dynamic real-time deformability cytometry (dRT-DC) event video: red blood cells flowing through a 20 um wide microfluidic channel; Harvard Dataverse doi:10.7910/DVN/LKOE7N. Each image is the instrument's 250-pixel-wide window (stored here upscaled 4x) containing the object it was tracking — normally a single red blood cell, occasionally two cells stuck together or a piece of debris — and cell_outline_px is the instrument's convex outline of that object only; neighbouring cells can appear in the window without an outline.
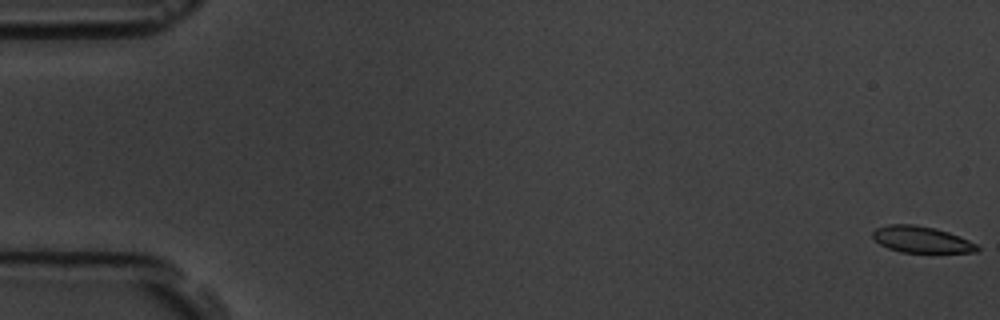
{"species": "common noctule bat (a hibernating species)", "species_latin": "Nyctalus noctula", "temperature_condition": "room temperature", "stored_images_in_passage": 57, "camera_frame_rate_fps": 3000, "um_per_image_px": 0.085, "animal": {"sex": "male", "body_mass_g": 19.5, "forearm_length_mm": 54.6}, "frame": {"image": 1, "passage_image": 1, "time_ms": 0.0, "image_size_px": [1000, 320], "cell_outline_px": [[980, 248], [976, 252], [900, 252], [888, 248], [880, 244], [872, 236], [872, 232], [876, 228], [888, 224], [916, 224], [936, 228], [960, 236], [976, 244]], "centroid_in_image_um": [78.3, 20.34], "position_along_channel_um": 6.7, "area_um2": 16.07}}
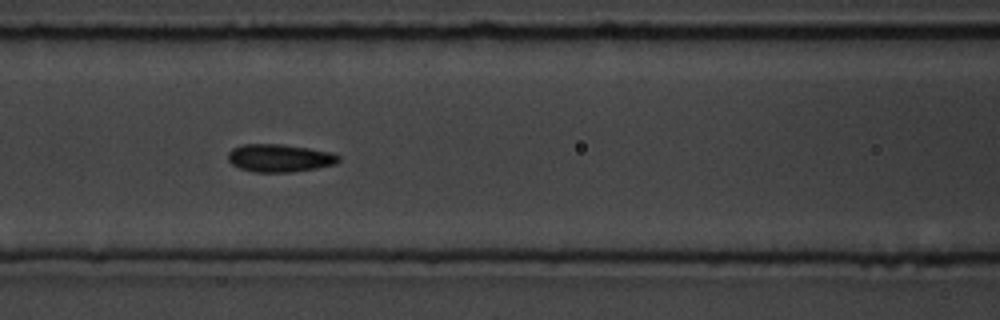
{"frame": {"image": 2, "passage_image": 25, "time_ms": 8.0, "image_size_px": [1000, 320], "cell_outline_px": [[340, 160], [336, 164], [316, 168], [292, 172], [256, 172], [240, 168], [232, 164], [228, 160], [228, 152], [232, 148], [244, 144], [280, 144], [308, 148], [332, 152], [340, 156]], "centroid_in_image_um": [23.77, 13.43], "position_along_channel_um": 142.8, "area_um2": 17.92}}
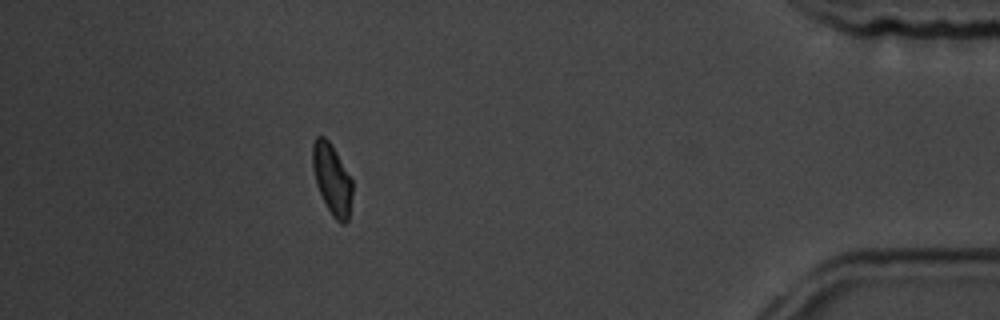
{"frame": {"image": 3, "passage_image": 51, "time_ms": 16.667, "image_size_px": [1000, 320], "cell_outline_px": [[352, 196], [348, 220], [344, 224], [340, 224], [332, 216], [316, 184], [312, 168], [312, 144], [316, 136], [324, 136], [328, 140], [336, 152], [352, 180]], "centroid_in_image_um": [28.21, 15.23], "position_along_channel_um": 407.0, "area_um2": 16.3}, "authors_computed_cell_mechanics": {"area_um2": 17.051, "velocity_mm_per_s": 3.6453, "shape_relaxation_time_tau1_ms": 2.9805, "shape_relaxation_time_tau2_ms": 1.9931, "deformation_change_tau1": 0.1008, "deformation_change_tau2": 0.06}}